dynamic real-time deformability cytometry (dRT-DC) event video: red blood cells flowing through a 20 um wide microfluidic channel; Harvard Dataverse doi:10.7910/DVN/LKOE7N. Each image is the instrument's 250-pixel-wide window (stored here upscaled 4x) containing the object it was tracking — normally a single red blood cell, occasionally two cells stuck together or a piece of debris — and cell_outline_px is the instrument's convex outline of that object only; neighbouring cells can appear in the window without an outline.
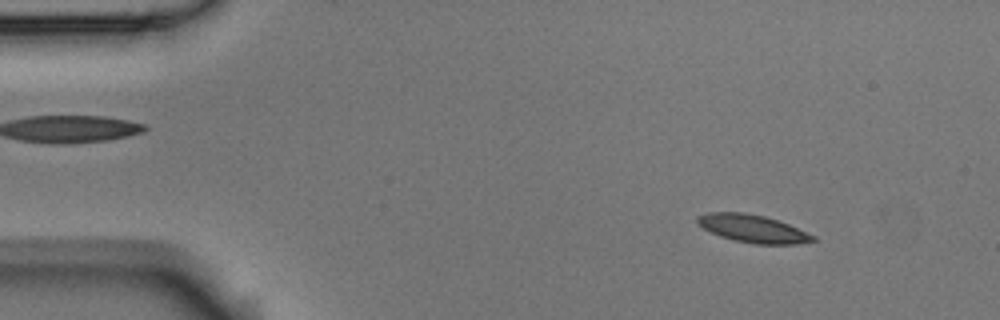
{"species": "Egyptian fruit bat (a non-hibernating species)", "species_latin": "Rousettus aegyptiacus", "temperature_condition": "room temperature", "stored_images_in_passage": 53, "camera_frame_rate_fps": 3000, "um_per_image_px": 0.085, "animal": {"sex": "male"}, "frame": {"image": 1, "passage_image": 6, "time_ms": 1.667, "image_size_px": [1000, 320], "cell_outline_px": [[816, 240], [796, 244], [756, 244], [732, 240], [720, 236], [696, 224], [696, 216], [708, 212], [744, 212], [764, 216], [788, 224], [816, 236]], "centroid_in_image_um": [63.95, 19.43], "position_along_channel_um": 21.0, "area_um2": 18.67}}
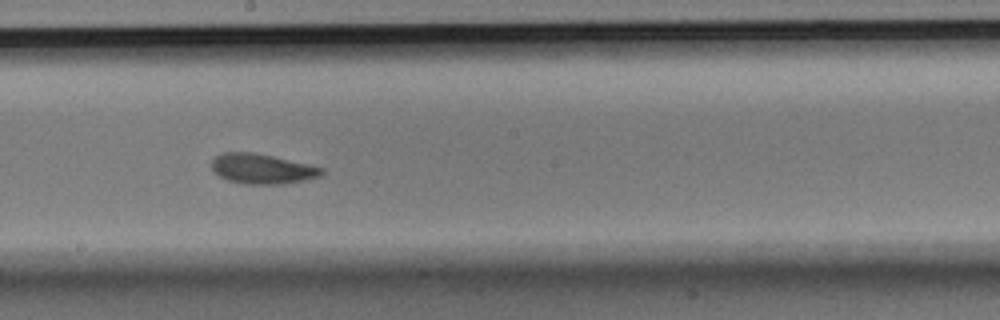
{"frame": {"image": 2, "passage_image": 29, "time_ms": 9.333, "image_size_px": [1000, 320], "cell_outline_px": [[324, 172], [320, 176], [304, 180], [284, 184], [244, 184], [228, 180], [220, 176], [212, 168], [212, 160], [216, 156], [224, 152], [252, 152], [272, 156], [308, 164], [324, 168]], "centroid_in_image_um": [22.29, 14.35], "position_along_channel_um": 225.9, "area_um2": 19.07}}
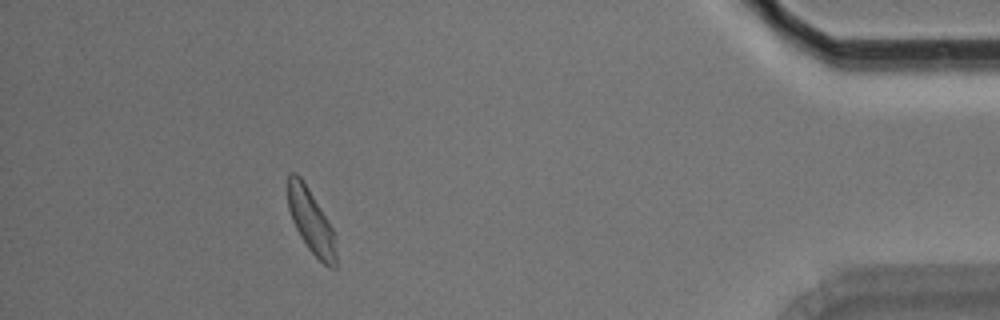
{"frame": {"image": 3, "passage_image": 48, "time_ms": 15.667, "image_size_px": [1000, 320], "cell_outline_px": [[336, 268], [328, 268], [308, 248], [300, 236], [292, 220], [288, 208], [288, 172], [296, 172], [300, 176], [308, 188], [328, 220], [332, 228], [336, 252]], "centroid_in_image_um": [26.42, 18.8], "position_along_channel_um": 408.8, "area_um2": 17.74}, "authors_computed_cell_mechanics": {"area_um2": 18.785, "velocity_mm_per_s": 3.7476, "shape_relaxation_time_tau1_ms": 5.1275, "shape_relaxation_time_tau2_ms": 3.7655, "deformation_change_tau1": 0.1237, "deformation_change_tau2": 0.0962}}